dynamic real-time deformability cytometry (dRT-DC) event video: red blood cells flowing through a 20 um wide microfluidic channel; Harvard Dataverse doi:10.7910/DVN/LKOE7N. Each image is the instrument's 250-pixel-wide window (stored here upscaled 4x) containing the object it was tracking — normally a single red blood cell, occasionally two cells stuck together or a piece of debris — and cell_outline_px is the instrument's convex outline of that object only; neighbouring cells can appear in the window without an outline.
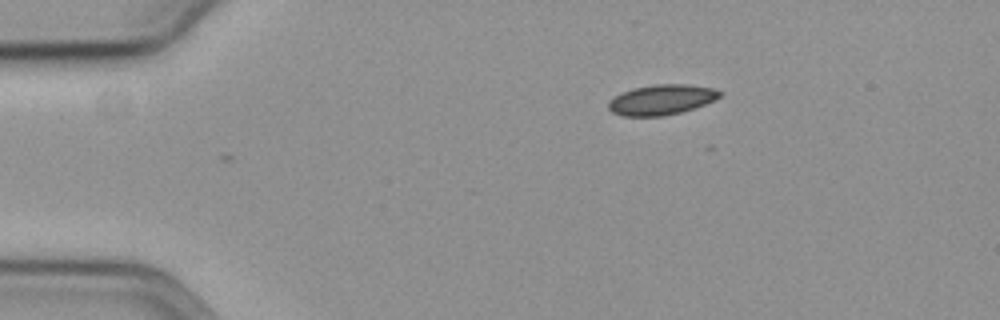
{"species": "common noctule bat (a hibernating species)", "species_latin": "Nyctalus noctula", "temperature_condition": "cold", "stored_images_in_passage": 13, "camera_frame_rate_fps": 3000, "um_per_image_px": 0.085, "animal": {"sex": "female", "body_mass_g": 19.3, "forearm_length_mm": 54.1}, "frame": {"image": 1, "passage_image": 1, "time_ms": 0.0, "image_size_px": [1000, 320], "cell_outline_px": [[724, 92], [720, 96], [704, 104], [680, 112], [664, 116], [620, 116], [612, 112], [608, 108], [608, 100], [632, 88], [656, 84], [688, 84], [716, 88]], "centroid_in_image_um": [56.22, 8.47], "position_along_channel_um": 28.8, "area_um2": 19.59}}
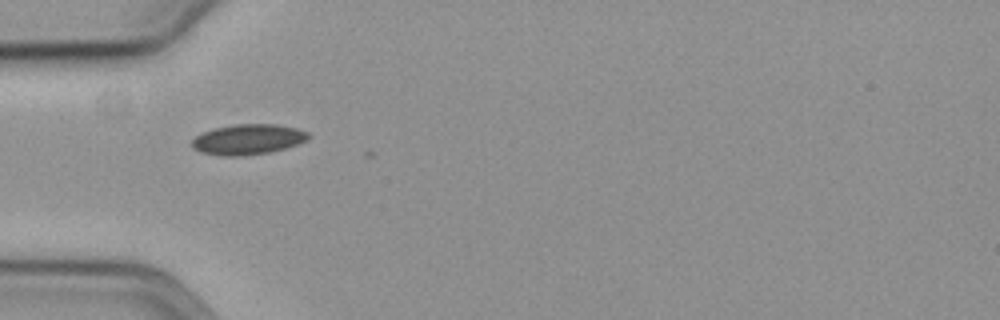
{"frame": {"image": 2, "passage_image": 9, "time_ms": 2.667, "image_size_px": [1000, 320], "cell_outline_px": [[312, 136], [308, 140], [284, 148], [268, 152], [240, 156], [224, 156], [200, 152], [192, 144], [192, 140], [196, 136], [212, 128], [232, 124], [276, 124], [296, 128], [308, 132]], "centroid_in_image_um": [21.1, 11.83], "position_along_channel_um": 63.9, "area_um2": 20.52}}
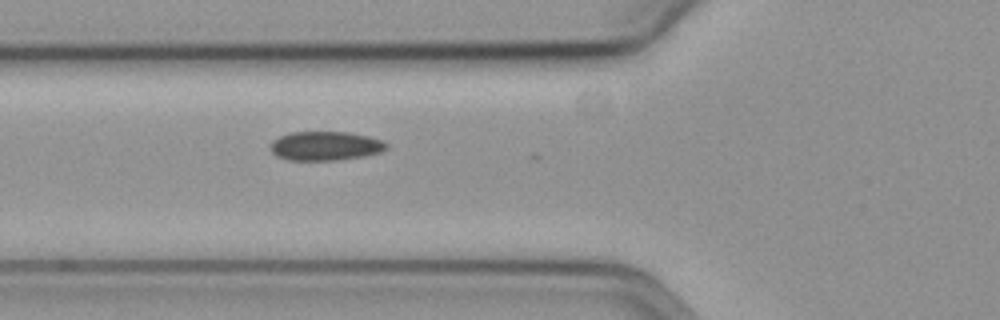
{"frame": {"image": 3, "passage_image": 12, "time_ms": 3.667, "image_size_px": [1000, 320], "cell_outline_px": [[388, 148], [380, 152], [364, 156], [336, 160], [288, 160], [276, 156], [272, 152], [272, 140], [280, 136], [292, 132], [348, 132], [368, 136], [384, 140], [388, 144]], "centroid_in_image_um": [27.69, 12.4], "position_along_channel_um": 98.1, "area_um2": 19.65}}